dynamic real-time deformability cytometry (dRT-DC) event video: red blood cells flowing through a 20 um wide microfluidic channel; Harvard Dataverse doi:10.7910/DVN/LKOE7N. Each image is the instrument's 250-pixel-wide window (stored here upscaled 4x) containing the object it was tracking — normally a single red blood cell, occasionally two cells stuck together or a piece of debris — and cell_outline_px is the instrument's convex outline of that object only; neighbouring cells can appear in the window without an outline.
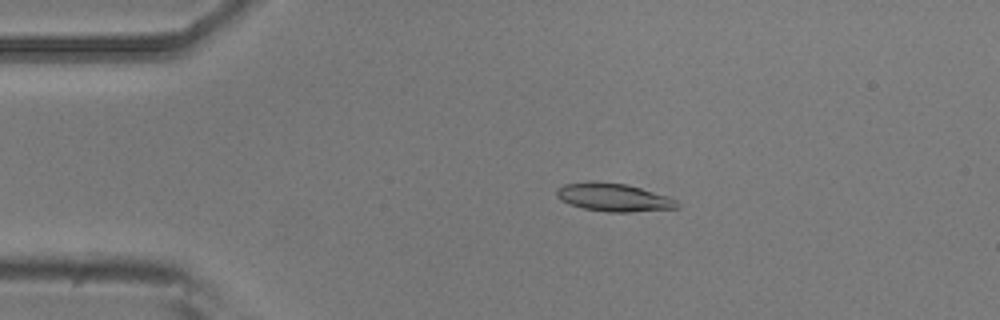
{"species": "common noctule bat (a hibernating species)", "species_latin": "Nyctalus noctula", "temperature_condition": "room temperature", "stored_images_in_passage": 55, "camera_frame_rate_fps": 3000, "um_per_image_px": 0.085, "animal": {"sex": "male", "body_mass_g": 20.5, "forearm_length_mm": 52.5}, "frame": {"image": 1, "passage_image": 11, "time_ms": 3.333, "image_size_px": [1000, 320], "cell_outline_px": [[680, 204], [676, 208], [628, 212], [608, 212], [584, 208], [568, 204], [560, 200], [556, 196], [556, 188], [564, 184], [592, 180], [596, 180], [628, 184], [668, 196], [676, 200]], "centroid_in_image_um": [52.11, 16.75], "position_along_channel_um": 32.9, "area_um2": 20.0}}
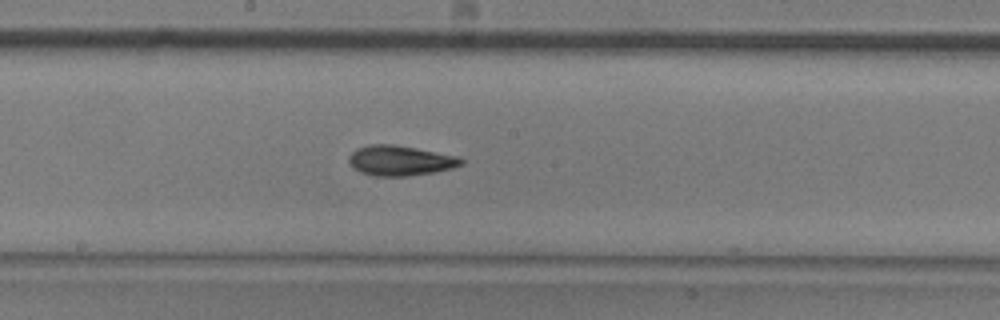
{"frame": {"image": 2, "passage_image": 29, "time_ms": 9.333, "image_size_px": [1000, 320], "cell_outline_px": [[464, 164], [452, 168], [432, 172], [408, 176], [376, 176], [360, 172], [352, 168], [348, 160], [348, 156], [356, 148], [368, 144], [392, 144], [416, 148], [460, 156], [464, 160]], "centroid_in_image_um": [34.0, 13.64], "position_along_channel_um": 214.2, "area_um2": 19.88}}
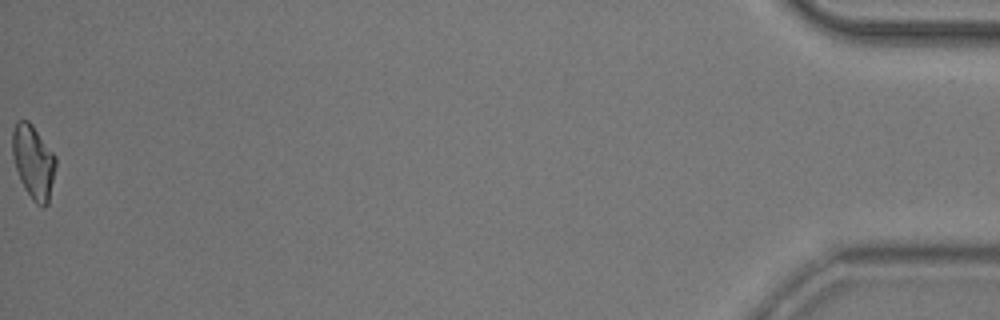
{"frame": {"image": 3, "passage_image": 55, "time_ms": 18.0, "image_size_px": [1000, 320], "cell_outline_px": [[56, 164], [48, 204], [44, 208], [36, 204], [32, 200], [24, 188], [20, 180], [16, 168], [12, 152], [12, 132], [16, 120], [28, 120], [32, 124], [56, 156]], "centroid_in_image_um": [2.83, 13.76], "position_along_channel_um": 432.4, "area_um2": 18.67}, "authors_computed_cell_mechanics": {"area_um2": 18.785, "velocity_mm_per_s": 3.6963, "shape_relaxation_time_tau1_ms": 4.3971, "shape_relaxation_time_tau2_ms": 3.1027, "deformation_change_tau1": 0.1477, "deformation_change_tau2": 0.0949}}